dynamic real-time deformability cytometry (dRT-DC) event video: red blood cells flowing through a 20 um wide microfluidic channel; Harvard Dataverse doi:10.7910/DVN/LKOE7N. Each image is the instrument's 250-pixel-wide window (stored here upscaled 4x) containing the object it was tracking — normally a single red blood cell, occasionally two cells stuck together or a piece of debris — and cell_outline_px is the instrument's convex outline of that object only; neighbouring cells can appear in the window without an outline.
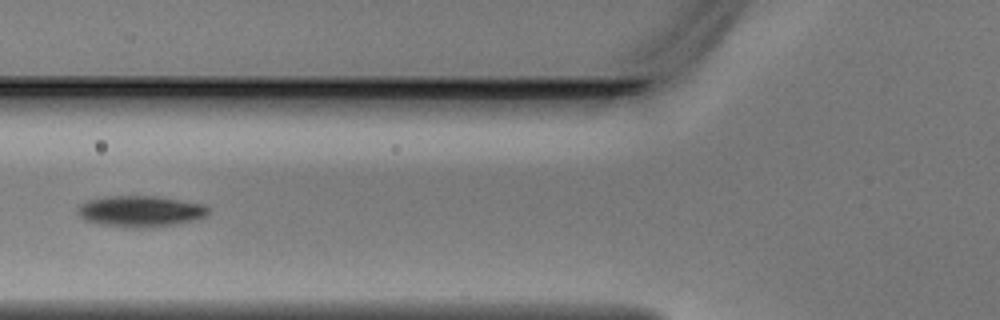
{"species": "Egyptian fruit bat (a non-hibernating species)", "species_latin": "Rousettus aegyptiacus", "temperature_condition": "warm", "stored_images_in_passage": 5, "camera_frame_rate_fps": 3000, "um_per_image_px": 0.085, "animal": {"sex": "male"}, "frame": {"image": 1, "passage_image": 5, "time_ms": 1.333, "image_size_px": [1000, 320], "cell_outline_px": [[212, 208], [208, 216], [196, 220], [180, 224], [152, 228], [132, 228], [100, 224], [84, 220], [76, 212], [80, 204], [88, 200], [108, 196], [156, 196], [204, 204]], "centroid_in_image_um": [12.01, 17.97], "position_along_channel_um": 113.8, "area_um2": 24.22}}